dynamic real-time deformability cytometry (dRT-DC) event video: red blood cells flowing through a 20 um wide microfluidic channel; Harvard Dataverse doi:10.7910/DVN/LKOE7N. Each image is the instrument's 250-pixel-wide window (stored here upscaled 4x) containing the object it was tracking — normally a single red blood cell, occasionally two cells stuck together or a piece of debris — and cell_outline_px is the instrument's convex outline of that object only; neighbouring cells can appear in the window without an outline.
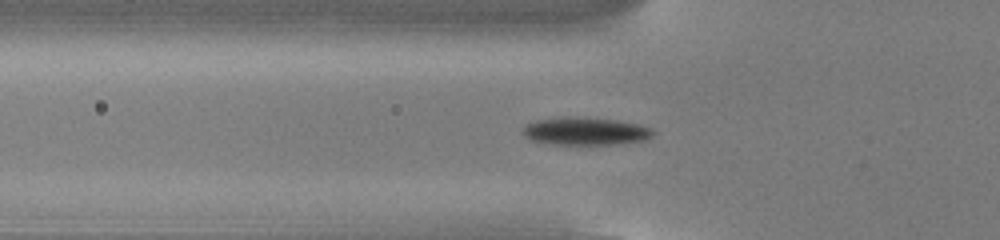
{"species": "common noctule bat (a hibernating species)", "species_latin": "Nyctalus noctula", "temperature_condition": "cold", "stored_images_in_passage": 54, "camera_frame_rate_fps": 3000, "um_per_image_px": 0.085, "animal": {"sex": "male", "body_mass_g": 13.0, "forearm_length_mm": 53.1}, "frame": {"image": 1, "passage_image": 19, "time_ms": 6.0, "image_size_px": [1000, 240], "cell_outline_px": [[656, 132], [652, 136], [644, 140], [616, 144], [552, 144], [532, 140], [524, 136], [524, 128], [528, 124], [536, 120], [568, 116], [616, 120], [640, 124], [652, 128]], "centroid_in_image_um": [49.81, 11.15], "position_along_channel_um": 76.0, "area_um2": 20.92}}
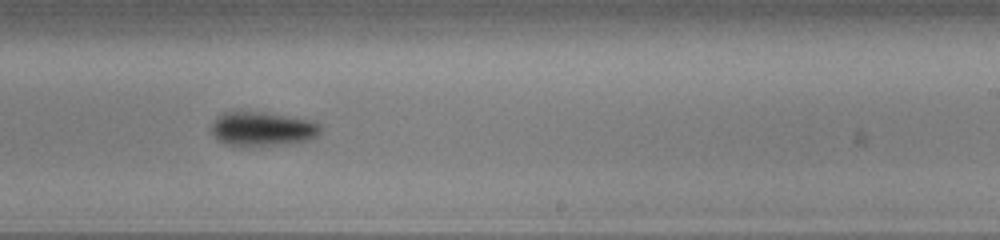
{"frame": {"image": 2, "passage_image": 34, "time_ms": 11.0, "image_size_px": [1000, 240], "cell_outline_px": [[320, 132], [316, 136], [308, 140], [288, 144], [244, 148], [224, 144], [212, 132], [212, 124], [216, 116], [224, 112], [264, 112], [312, 120], [320, 124]], "centroid_in_image_um": [22.3, 10.98], "position_along_channel_um": 266.7, "area_um2": 22.14}}
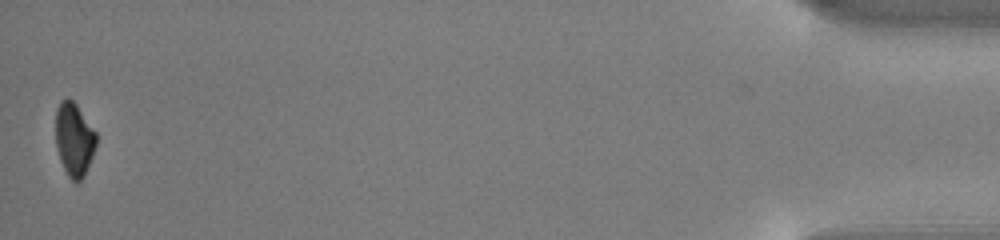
{"frame": {"image": 3, "passage_image": 54, "time_ms": 17.667, "image_size_px": [1000, 240], "cell_outline_px": [[96, 144], [92, 156], [84, 176], [76, 184], [68, 176], [60, 160], [56, 148], [56, 108], [60, 100], [72, 100], [76, 104], [96, 132]], "centroid_in_image_um": [6.29, 11.86], "position_along_channel_um": 428.9, "area_um2": 17.22}, "authors_computed_cell_mechanics": {"area_um2": 19.7965, "velocity_mm_per_s": 3.8182, "shape_relaxation_time_tau1_ms": 2.782, "shape_relaxation_time_tau2_ms": null, "deformation_change_tau1": 0.1324, "deformation_change_tau2": null}}